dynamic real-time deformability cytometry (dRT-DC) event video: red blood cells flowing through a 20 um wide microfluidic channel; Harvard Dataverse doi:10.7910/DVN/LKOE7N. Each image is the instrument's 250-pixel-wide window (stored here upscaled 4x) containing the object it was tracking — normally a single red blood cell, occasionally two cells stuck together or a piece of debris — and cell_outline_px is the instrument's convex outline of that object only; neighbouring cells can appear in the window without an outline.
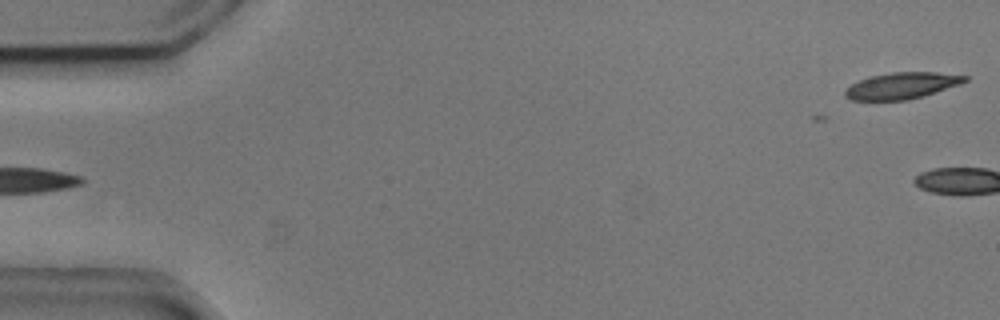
{"species": "common noctule bat (a hibernating species)", "species_latin": "Nyctalus noctula", "temperature_condition": "cold", "stored_images_in_passage": 4, "segment_of_instrument_passage": [2, 2], "camera_frame_rate_fps": 3000, "um_per_image_px": 0.085, "animal": {"sex": "male", "body_mass_g": 20.5, "forearm_length_mm": 52.5}, "frame": {"image": 1, "passage_image": 4, "time_ms": 1.0, "image_size_px": [1000, 320], "cell_outline_px": [[968, 80], [960, 84], [924, 96], [908, 100], [852, 100], [844, 96], [844, 92], [852, 84], [868, 76], [892, 72], [936, 72], [968, 76]], "centroid_in_image_um": [76.66, 7.28], "position_along_channel_um": 8.3, "area_um2": 18.44}}